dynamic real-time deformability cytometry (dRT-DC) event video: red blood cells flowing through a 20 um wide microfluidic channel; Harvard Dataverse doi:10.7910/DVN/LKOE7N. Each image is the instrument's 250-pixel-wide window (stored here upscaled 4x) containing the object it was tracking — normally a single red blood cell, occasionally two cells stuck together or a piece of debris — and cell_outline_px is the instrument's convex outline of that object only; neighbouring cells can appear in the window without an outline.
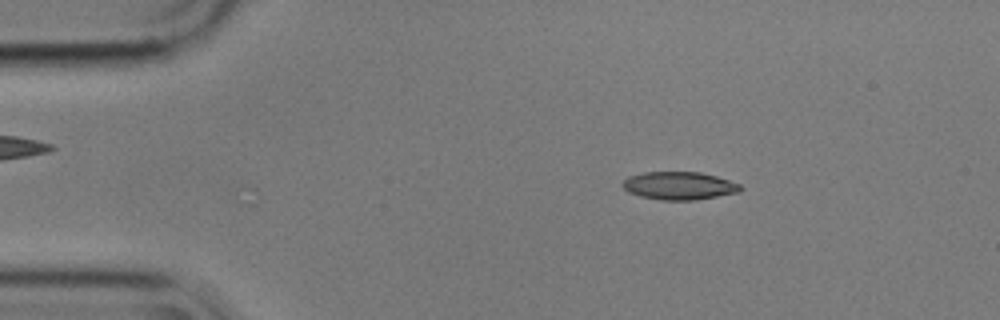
{"species": "common noctule bat (a hibernating species)", "species_latin": "Nyctalus noctula", "temperature_condition": "cold", "stored_images_in_passage": 52, "camera_frame_rate_fps": 3000, "um_per_image_px": 0.085, "animal": {"sex": "male", "body_mass_g": 17.9}, "frame": {"image": 1, "passage_image": 5, "time_ms": 1.333, "image_size_px": [1000, 320], "cell_outline_px": [[744, 188], [740, 192], [696, 200], [660, 200], [640, 196], [628, 192], [620, 184], [628, 176], [644, 172], [700, 172], [716, 176], [740, 184]], "centroid_in_image_um": [57.73, 15.79], "position_along_channel_um": 27.3, "area_um2": 19.31}}
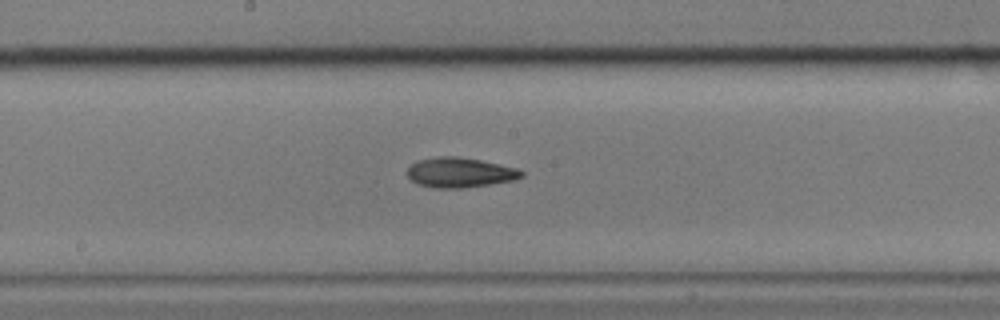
{"frame": {"image": 2, "passage_image": 25, "time_ms": 8.0, "image_size_px": [1000, 320], "cell_outline_px": [[524, 176], [516, 180], [460, 188], [432, 188], [416, 184], [408, 176], [408, 168], [416, 160], [436, 156], [456, 156], [480, 160], [500, 164], [516, 168], [524, 172]], "centroid_in_image_um": [39.08, 14.66], "position_along_channel_um": 209.1, "area_um2": 20.0}}
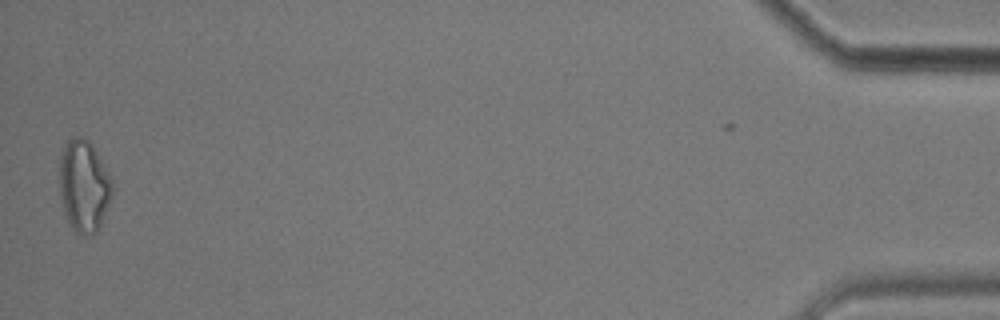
{"frame": {"image": 3, "passage_image": 51, "time_ms": 16.667, "image_size_px": [1000, 320], "cell_outline_px": [[112, 192], [100, 228], [96, 232], [88, 236], [76, 232], [68, 220], [64, 208], [60, 192], [60, 156], [64, 144], [72, 136], [80, 136], [88, 140], [92, 144], [108, 172], [112, 180]], "centroid_in_image_um": [7.13, 15.77], "position_along_channel_um": 428.1, "area_um2": 27.98}, "authors_computed_cell_mechanics": {"area_um2": 19.7676, "velocity_mm_per_s": 3.5826, "shape_relaxation_time_tau1_ms": 7.7948, "shape_relaxation_time_tau2_ms": 6.5656, "deformation_change_tau1": 0.1487, "deformation_change_tau2": 0.163}}